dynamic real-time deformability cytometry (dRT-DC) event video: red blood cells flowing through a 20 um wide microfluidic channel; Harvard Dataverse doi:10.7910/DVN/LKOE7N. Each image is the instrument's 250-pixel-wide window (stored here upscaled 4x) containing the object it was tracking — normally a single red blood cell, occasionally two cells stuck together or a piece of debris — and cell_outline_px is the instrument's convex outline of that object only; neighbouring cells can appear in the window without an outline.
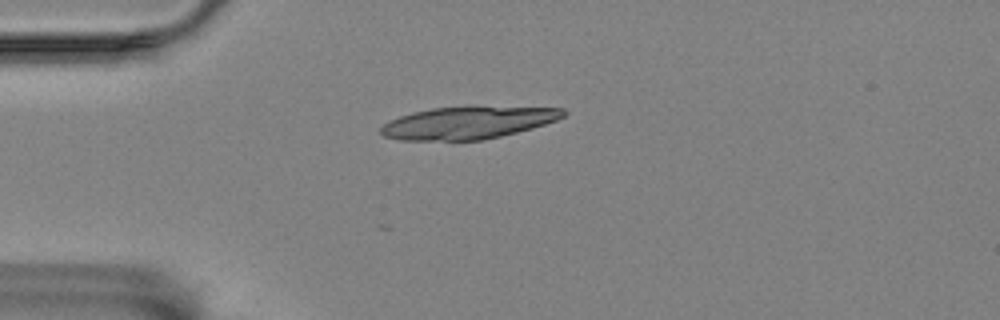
{"species": "Egyptian fruit bat (a non-hibernating species)", "species_latin": "Rousettus aegyptiacus", "temperature_condition": "room temperature", "stored_images_in_passage": 4, "camera_frame_rate_fps": 3000, "um_per_image_px": 0.085, "animal": {"sex": "female"}, "frame": {"image": 1, "passage_image": 1, "time_ms": 0.0, "image_size_px": [1000, 320], "cell_outline_px": [[568, 112], [564, 116], [556, 120], [532, 128], [484, 140], [400, 140], [384, 136], [380, 132], [380, 128], [388, 120], [412, 112], [432, 108], [468, 104], [564, 108]], "centroid_in_image_um": [39.81, 10.38], "position_along_channel_um": 45.2, "area_um2": 35.43}}